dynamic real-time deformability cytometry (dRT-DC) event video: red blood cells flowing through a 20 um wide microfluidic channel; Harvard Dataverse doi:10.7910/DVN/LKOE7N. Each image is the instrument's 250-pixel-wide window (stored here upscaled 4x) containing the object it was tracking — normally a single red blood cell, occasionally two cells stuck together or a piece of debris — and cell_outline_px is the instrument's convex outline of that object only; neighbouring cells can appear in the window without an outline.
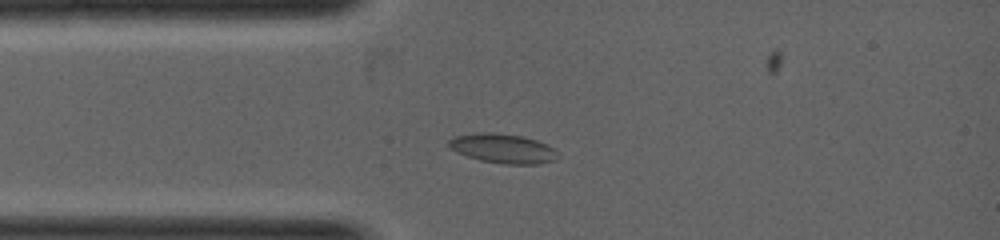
{"species": "common noctule bat (a hibernating species)", "species_latin": "Nyctalus noctula", "temperature_condition": "warm", "stored_images_in_passage": 3, "camera_frame_rate_fps": 5000, "um_per_image_px": 0.085, "animal": {"sex": "female", "body_mass_g": 19.0, "forearm_length_mm": 53.3}, "frame": {"image": 1, "passage_image": 2, "time_ms": 0.6, "image_size_px": [1000, 240], "cell_outline_px": [[556, 152], [552, 160], [536, 164], [504, 164], [480, 160], [456, 152], [448, 144], [448, 140], [452, 136], [480, 132], [488, 132], [524, 136], [536, 140], [552, 148]], "centroid_in_image_um": [42.66, 12.6], "position_along_channel_um": 42.3, "area_um2": 18.32}}